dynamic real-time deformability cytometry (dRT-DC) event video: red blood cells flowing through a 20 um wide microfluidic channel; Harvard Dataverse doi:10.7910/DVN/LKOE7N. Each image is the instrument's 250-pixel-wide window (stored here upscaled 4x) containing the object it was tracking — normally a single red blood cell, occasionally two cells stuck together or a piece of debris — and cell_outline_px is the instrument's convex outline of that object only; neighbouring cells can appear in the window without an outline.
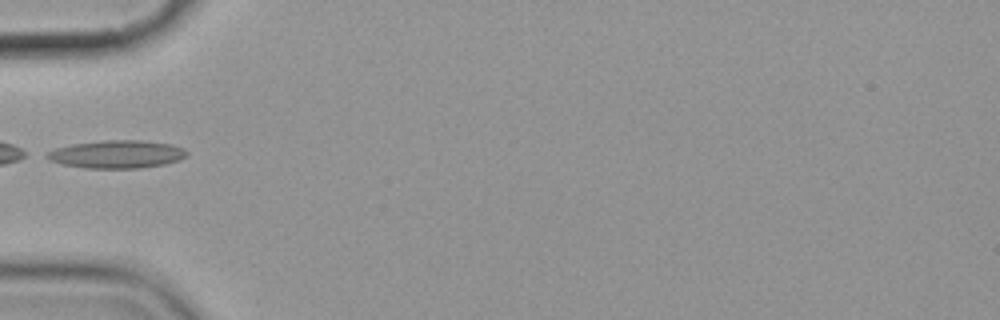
{"species": "common noctule bat (a hibernating species)", "species_latin": "Nyctalus noctula", "temperature_condition": "cold", "stored_images_in_passage": 4, "camera_frame_rate_fps": 3000, "um_per_image_px": 0.085, "animal": {"sex": "female", "body_mass_g": 19.9}, "frame": {"image": 1, "passage_image": 1, "time_ms": 0.0, "image_size_px": [1000, 320], "cell_outline_px": [[188, 152], [180, 160], [164, 164], [136, 168], [84, 168], [64, 164], [52, 160], [44, 156], [48, 152], [56, 148], [72, 144], [104, 140], [144, 140], [172, 144], [184, 148]], "centroid_in_image_um": [9.96, 13.1], "position_along_channel_um": 75.0, "area_um2": 22.6}}
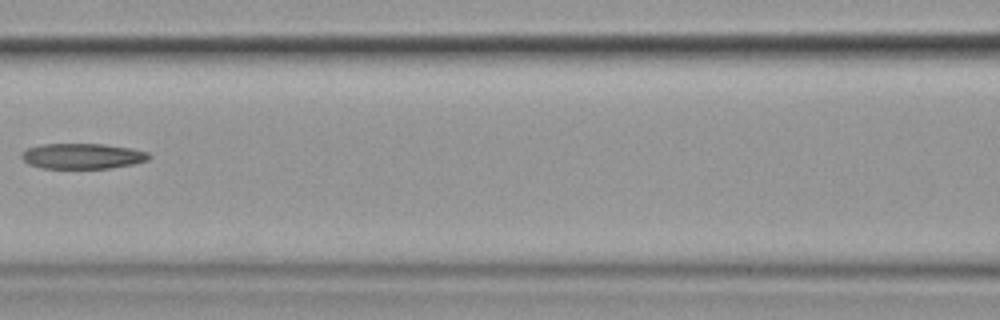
{"frame": {"image": 2, "passage_image": 3, "time_ms": 2.333, "image_size_px": [1000, 320], "cell_outline_px": [[152, 156], [148, 160], [132, 164], [112, 168], [40, 168], [28, 164], [20, 156], [28, 148], [44, 144], [104, 144], [128, 148], [148, 152]], "centroid_in_image_um": [7.02, 13.27], "position_along_channel_um": 159.6, "area_um2": 18.79}}
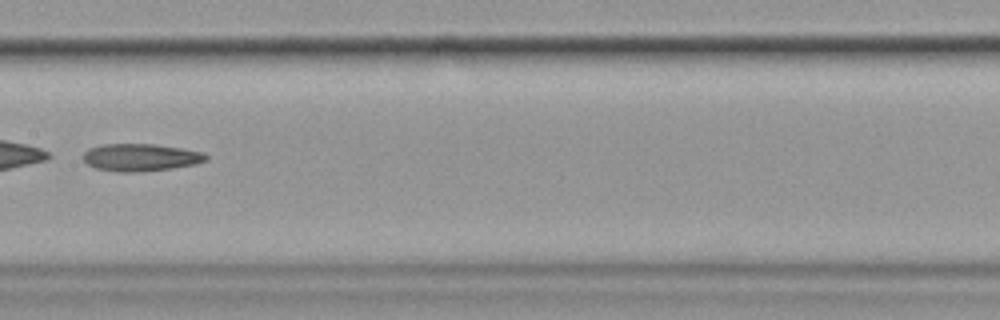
{"frame": {"image": 3, "passage_image": 4, "time_ms": 3.333, "image_size_px": [1000, 320], "cell_outline_px": [[208, 160], [196, 164], [172, 168], [136, 172], [116, 172], [96, 168], [88, 164], [84, 160], [84, 152], [88, 148], [104, 144], [152, 144], [180, 148], [204, 152], [208, 156]], "centroid_in_image_um": [11.97, 13.38], "position_along_channel_um": 195.4, "area_um2": 19.59}}